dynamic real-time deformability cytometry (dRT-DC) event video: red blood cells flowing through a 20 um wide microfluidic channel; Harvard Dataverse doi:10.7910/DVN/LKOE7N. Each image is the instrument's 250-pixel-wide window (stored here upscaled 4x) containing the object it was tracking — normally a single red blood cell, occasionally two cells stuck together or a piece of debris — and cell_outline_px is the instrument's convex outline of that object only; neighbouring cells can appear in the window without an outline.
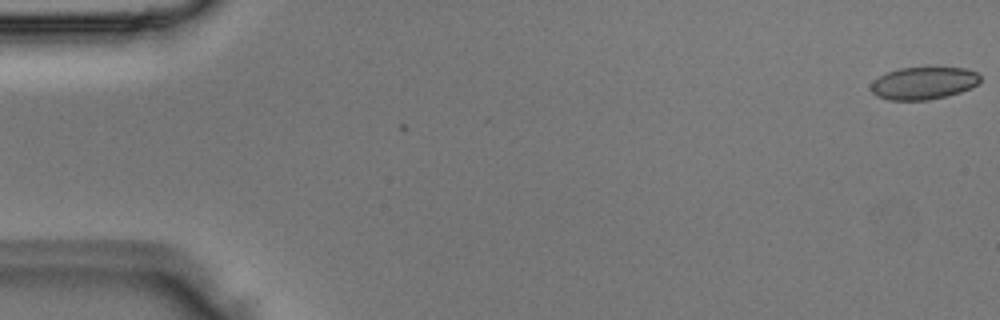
{"species": "Egyptian fruit bat (a non-hibernating species)", "species_latin": "Rousettus aegyptiacus", "temperature_condition": "room temperature", "stored_images_in_passage": 4, "camera_frame_rate_fps": 3000, "um_per_image_px": 0.085, "animal": {"sex": "male"}, "frame": {"image": 1, "passage_image": 1, "time_ms": 0.0, "image_size_px": [1000, 320], "cell_outline_px": [[980, 80], [976, 84], [960, 92], [928, 100], [888, 100], [876, 96], [872, 92], [872, 84], [880, 76], [888, 72], [900, 68], [964, 68], [976, 72], [980, 76]], "centroid_in_image_um": [78.49, 7.07], "position_along_channel_um": 6.5, "area_um2": 20.23}}
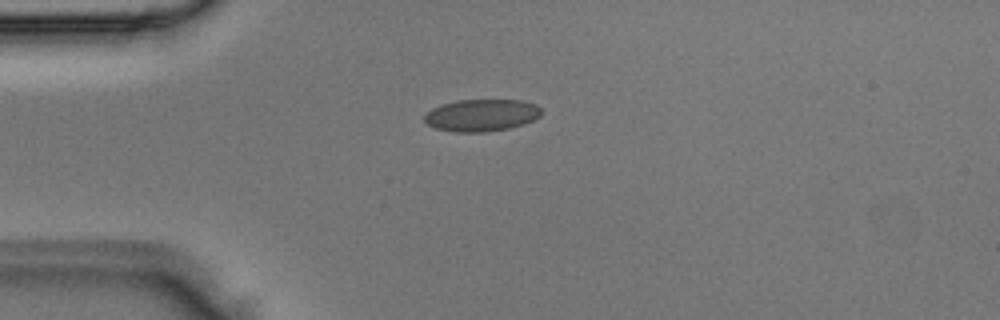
{"frame": {"image": 2, "passage_image": 4, "time_ms": 1.0, "image_size_px": [1000, 320], "cell_outline_px": [[540, 116], [524, 124], [508, 128], [488, 132], [456, 132], [436, 128], [428, 124], [424, 120], [424, 116], [432, 108], [456, 100], [520, 100], [536, 104], [540, 108]], "centroid_in_image_um": [40.93, 9.79], "position_along_channel_um": 44.1, "area_um2": 21.73}}